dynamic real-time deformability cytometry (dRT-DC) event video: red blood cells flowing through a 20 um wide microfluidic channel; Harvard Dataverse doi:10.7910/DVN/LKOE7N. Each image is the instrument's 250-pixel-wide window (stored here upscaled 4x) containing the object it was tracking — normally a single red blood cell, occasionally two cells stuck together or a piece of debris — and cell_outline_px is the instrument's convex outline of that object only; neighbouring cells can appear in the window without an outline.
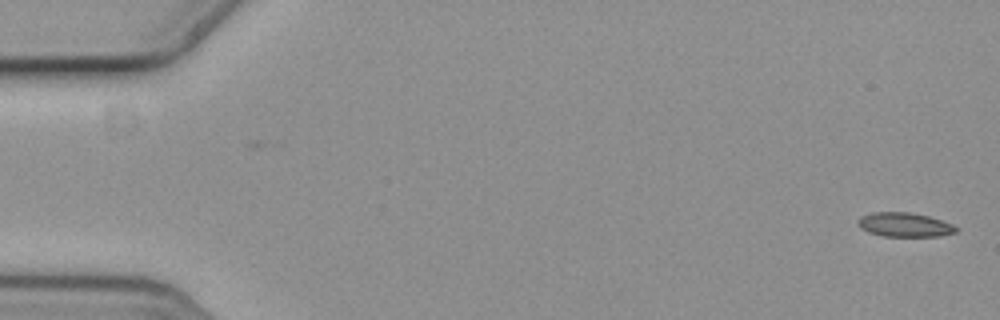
{"species": "common noctule bat (a hibernating species)", "species_latin": "Nyctalus noctula", "temperature_condition": "cold", "stored_images_in_passage": 17, "camera_frame_rate_fps": 3000, "um_per_image_px": 0.085, "animal": {"sex": "female", "body_mass_g": 19.3, "forearm_length_mm": 54.1}, "frame": {"image": 1, "passage_image": 1, "time_ms": 0.0, "image_size_px": [1000, 320], "cell_outline_px": [[956, 232], [940, 236], [884, 236], [868, 232], [860, 228], [856, 224], [856, 220], [860, 216], [872, 212], [908, 212], [928, 216], [952, 224], [956, 228]], "centroid_in_image_um": [76.81, 19.1], "position_along_channel_um": 8.2, "area_um2": 13.81}}